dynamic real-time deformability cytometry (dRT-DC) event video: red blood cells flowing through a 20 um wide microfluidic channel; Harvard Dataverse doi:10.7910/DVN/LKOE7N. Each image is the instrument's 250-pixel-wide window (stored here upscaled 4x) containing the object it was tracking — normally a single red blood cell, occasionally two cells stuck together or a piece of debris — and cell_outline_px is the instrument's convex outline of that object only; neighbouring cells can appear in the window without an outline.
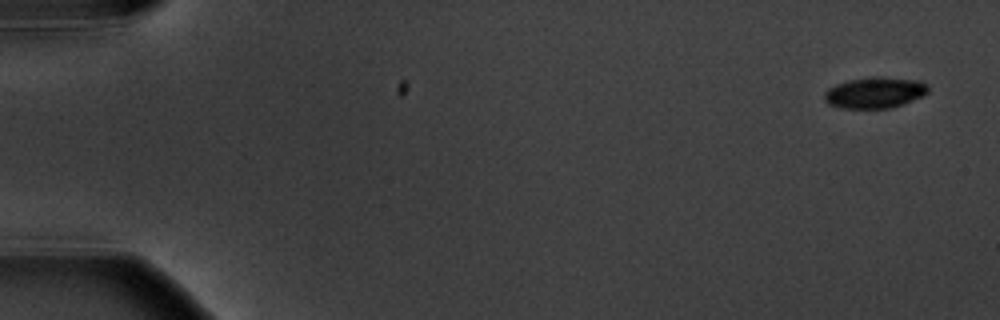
{"species": "common noctule bat (a hibernating species)", "species_latin": "Nyctalus noctula", "temperature_condition": "warm", "stored_images_in_passage": 6, "camera_frame_rate_fps": 3000, "um_per_image_px": 0.085, "animal": {"sex": "male", "body_mass_g": 20.1, "forearm_length_mm": 53.5}, "frame": {"image": 1, "passage_image": 1, "time_ms": 0.0, "image_size_px": [1000, 320], "cell_outline_px": [[928, 92], [924, 96], [904, 104], [892, 108], [840, 108], [828, 104], [824, 100], [824, 92], [828, 88], [836, 84], [848, 80], [872, 76], [880, 76], [920, 80], [928, 84]], "centroid_in_image_um": [74.38, 7.87], "position_along_channel_um": 10.6, "area_um2": 19.19}}
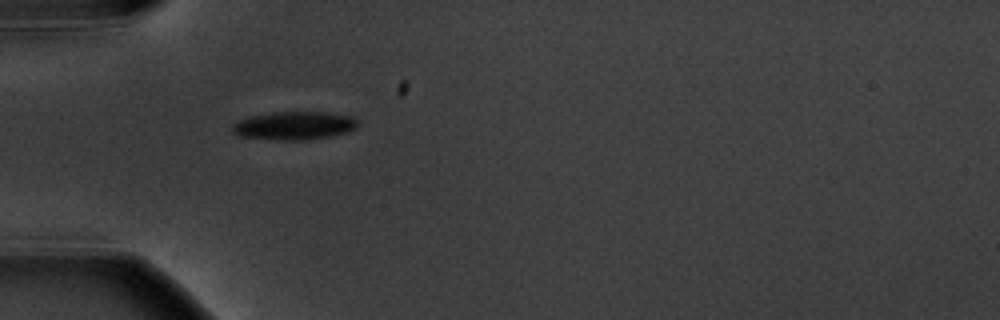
{"frame": {"image": 2, "passage_image": 5, "time_ms": 5.333, "image_size_px": [1000, 320], "cell_outline_px": [[360, 120], [356, 128], [332, 136], [304, 140], [276, 140], [240, 136], [232, 132], [232, 124], [248, 116], [272, 112], [328, 112], [352, 116]], "centroid_in_image_um": [25.01, 10.67], "position_along_channel_um": 60.0, "area_um2": 20.81}}